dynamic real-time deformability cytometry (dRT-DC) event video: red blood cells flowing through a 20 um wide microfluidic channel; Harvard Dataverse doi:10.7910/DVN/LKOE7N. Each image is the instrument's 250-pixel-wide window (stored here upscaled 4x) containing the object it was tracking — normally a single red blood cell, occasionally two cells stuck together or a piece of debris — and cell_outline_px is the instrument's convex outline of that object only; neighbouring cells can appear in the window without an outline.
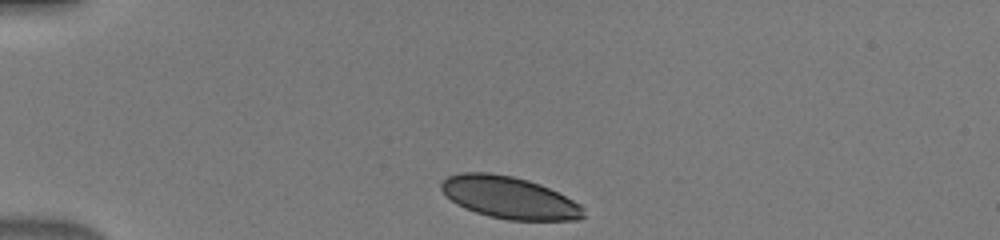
{"species": "human", "species_latin": "Homo sapiens", "temperature_condition": "warm", "stored_images_in_passage": 38, "camera_frame_rate_fps": 3000, "um_per_image_px": 0.085, "donor": {"sex": "male"}, "frame": {"image": 1, "passage_image": 1, "time_ms": 0.0, "image_size_px": [1000, 240], "cell_outline_px": [[584, 216], [580, 220], [508, 220], [488, 216], [464, 208], [456, 204], [440, 188], [440, 184], [448, 176], [460, 172], [488, 172], [512, 176], [528, 180], [540, 184], [580, 204], [584, 208]], "centroid_in_image_um": [43.28, 16.8], "position_along_channel_um": 41.7, "area_um2": 34.74}}
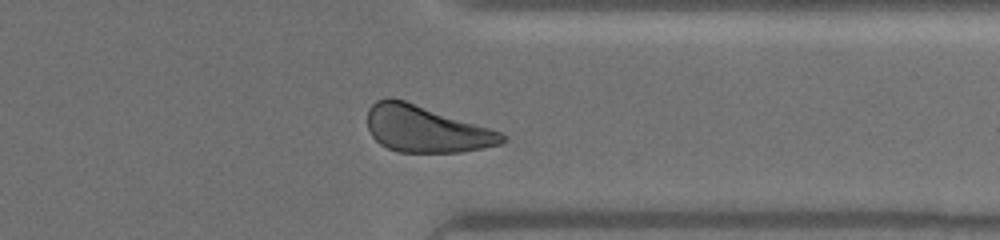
{"frame": {"image": 2, "passage_image": 29, "time_ms": 9.333, "image_size_px": [1000, 240], "cell_outline_px": [[508, 140], [500, 144], [484, 148], [460, 152], [396, 152], [380, 144], [372, 136], [368, 128], [368, 108], [376, 100], [388, 96], [392, 96], [500, 132]], "centroid_in_image_um": [36.15, 10.97], "position_along_channel_um": 375.2, "area_um2": 36.3}}
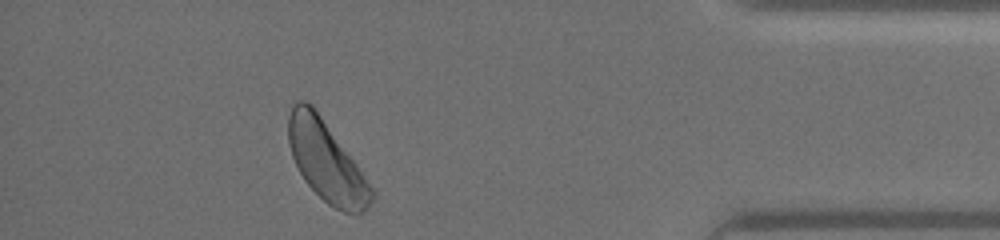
{"frame": {"image": 3, "passage_image": 34, "time_ms": 11.0, "image_size_px": [1000, 240], "cell_outline_px": [[372, 200], [364, 212], [344, 212], [328, 204], [304, 180], [292, 156], [288, 144], [288, 116], [292, 104], [296, 100], [304, 100], [312, 104], [356, 164], [372, 188]], "centroid_in_image_um": [27.69, 13.67], "position_along_channel_um": 407.5, "area_um2": 38.03}}